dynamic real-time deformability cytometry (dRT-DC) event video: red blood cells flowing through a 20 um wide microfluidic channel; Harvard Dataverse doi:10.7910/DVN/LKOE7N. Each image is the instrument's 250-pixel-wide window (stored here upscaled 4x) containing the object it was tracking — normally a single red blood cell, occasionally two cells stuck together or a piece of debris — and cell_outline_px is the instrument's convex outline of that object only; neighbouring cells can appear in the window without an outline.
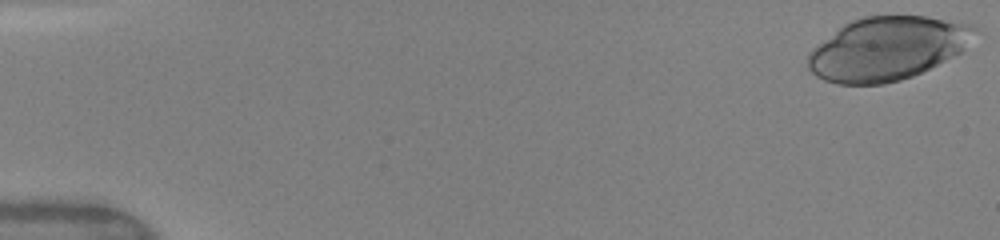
{"species": "human", "species_latin": "Homo sapiens", "temperature_condition": "warm", "stored_images_in_passage": 31, "camera_frame_rate_fps": 3000, "um_per_image_px": 0.085, "donor": {"sex": "female"}, "frame": {"image": 1, "passage_image": 1, "time_ms": 0.0, "image_size_px": [1000, 240], "cell_outline_px": [[980, 32], [960, 52], [912, 76], [900, 80], [884, 84], [836, 84], [824, 80], [816, 76], [808, 68], [808, 52], [812, 48], [844, 24], [852, 20], [864, 16], [924, 16], [972, 24], [980, 28]], "centroid_in_image_um": [75.42, 4.12], "position_along_channel_um": 9.6, "area_um2": 61.44}}